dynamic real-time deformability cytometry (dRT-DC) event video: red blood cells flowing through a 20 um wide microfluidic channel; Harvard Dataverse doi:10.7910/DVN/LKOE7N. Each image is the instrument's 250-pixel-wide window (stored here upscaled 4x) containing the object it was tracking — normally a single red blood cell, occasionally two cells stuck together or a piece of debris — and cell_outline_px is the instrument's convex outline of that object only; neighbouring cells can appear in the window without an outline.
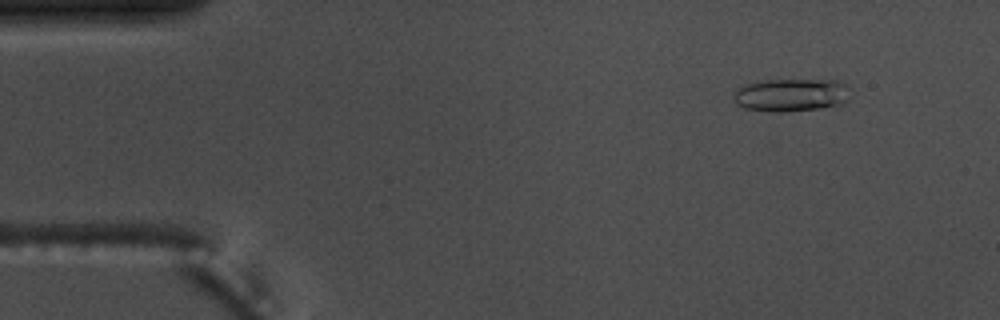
{"species": "common noctule bat (a hibernating species)", "species_latin": "Nyctalus noctula", "temperature_condition": "warm", "stored_images_in_passage": 55, "camera_frame_rate_fps": 3000, "um_per_image_px": 0.085, "animal": {"sex": "male", "body_mass_g": 17.5, "forearm_length_mm": 52.3}, "frame": {"image": 1, "passage_image": 6, "time_ms": 1.667, "image_size_px": [1000, 320], "cell_outline_px": [[852, 96], [848, 100], [840, 104], [820, 108], [788, 112], [772, 112], [744, 108], [736, 104], [732, 96], [744, 84], [768, 80], [836, 80], [848, 84], [852, 88]], "centroid_in_image_um": [67.32, 8.07], "position_along_channel_um": 17.7, "area_um2": 22.77}}
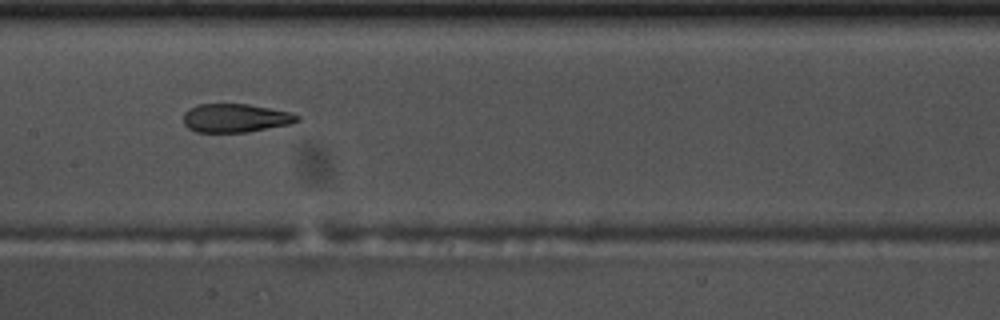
{"frame": {"image": 2, "passage_image": 27, "time_ms": 8.667, "image_size_px": [1000, 320], "cell_outline_px": [[300, 120], [292, 124], [248, 132], [196, 132], [188, 128], [184, 124], [184, 112], [188, 108], [200, 104], [248, 104], [292, 112], [300, 116]], "centroid_in_image_um": [20.04, 10.03], "position_along_channel_um": 187.4, "area_um2": 19.13}}
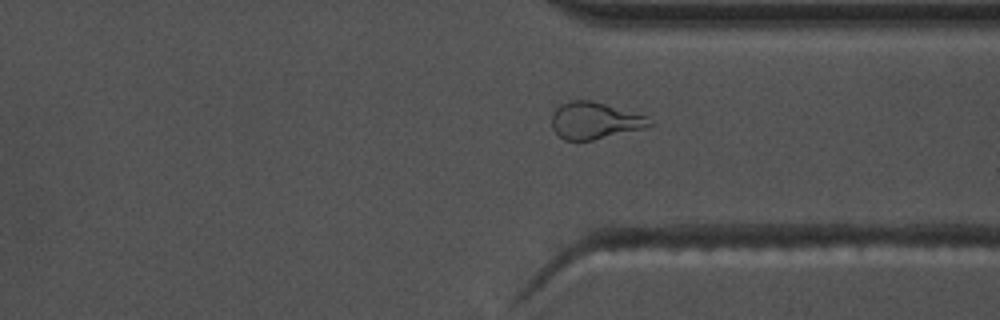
{"frame": {"image": 3, "passage_image": 41, "time_ms": 13.333, "image_size_px": [1000, 320], "cell_outline_px": [[656, 124], [644, 128], [592, 140], [564, 140], [552, 128], [552, 112], [560, 104], [572, 100], [592, 100], [648, 116]], "centroid_in_image_um": [50.57, 10.24], "position_along_channel_um": 360.8, "area_um2": 21.04}, "authors_computed_cell_mechanics": {"area_um2": 20.9236, "velocity_mm_per_s": 3.7182, "shape_relaxation_time_tau1_ms": null, "shape_relaxation_time_tau2_ms": 1.9625, "deformation_change_tau1": null, "deformation_change_tau2": 0.1022}}